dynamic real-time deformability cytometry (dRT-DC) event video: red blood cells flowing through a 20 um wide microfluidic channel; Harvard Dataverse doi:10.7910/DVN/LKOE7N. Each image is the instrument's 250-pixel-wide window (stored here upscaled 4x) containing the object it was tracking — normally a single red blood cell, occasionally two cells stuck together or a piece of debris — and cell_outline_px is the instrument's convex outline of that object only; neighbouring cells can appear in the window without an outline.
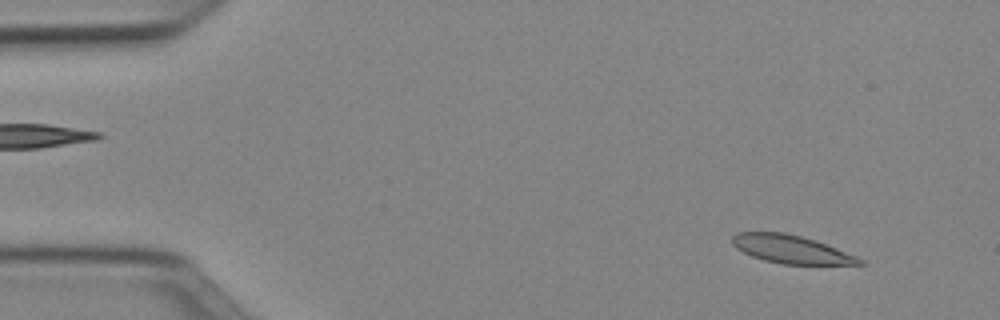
{"species": "Egyptian fruit bat (a non-hibernating species)", "species_latin": "Rousettus aegyptiacus", "temperature_condition": "cold", "stored_images_in_passage": 50, "camera_frame_rate_fps": 3000, "um_per_image_px": 0.085, "animal": {"sex": "female"}, "frame": {"image": 1, "passage_image": 4, "time_ms": 1.0, "image_size_px": [1000, 320], "cell_outline_px": [[864, 264], [780, 264], [764, 260], [752, 256], [736, 248], [732, 244], [732, 236], [736, 232], [784, 232], [800, 236], [836, 248], [856, 256], [864, 260]], "centroid_in_image_um": [67.2, 21.19], "position_along_channel_um": 17.8, "area_um2": 20.58}}
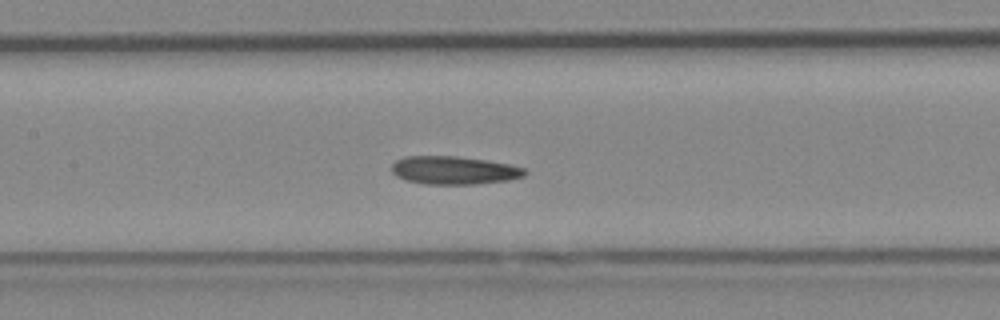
{"frame": {"image": 2, "passage_image": 23, "time_ms": 7.333, "image_size_px": [1000, 320], "cell_outline_px": [[528, 172], [524, 176], [508, 180], [472, 184], [424, 184], [408, 180], [396, 176], [392, 172], [392, 164], [396, 160], [404, 156], [456, 156], [484, 160], [508, 164], [524, 168]], "centroid_in_image_um": [38.57, 14.47], "position_along_channel_um": 168.8, "area_um2": 21.68}}
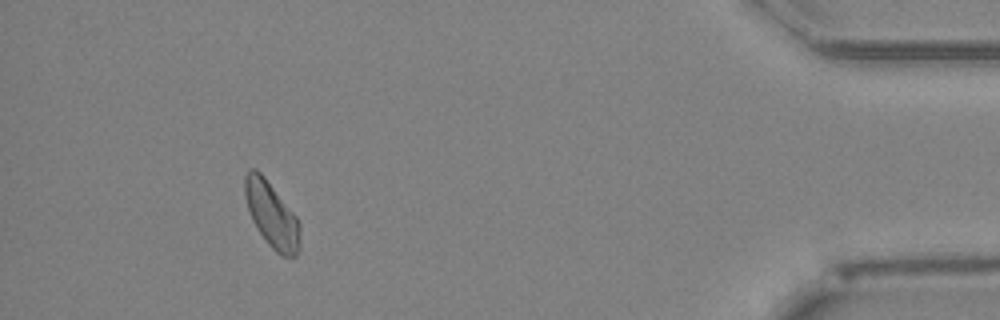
{"frame": {"image": 3, "passage_image": 46, "time_ms": 15.0, "image_size_px": [1000, 320], "cell_outline_px": [[300, 248], [296, 256], [280, 256], [268, 244], [256, 228], [252, 220], [244, 196], [244, 176], [248, 168], [256, 168], [264, 176], [296, 216], [300, 224]], "centroid_in_image_um": [23.08, 18.25], "position_along_channel_um": 412.1, "area_um2": 21.21}}